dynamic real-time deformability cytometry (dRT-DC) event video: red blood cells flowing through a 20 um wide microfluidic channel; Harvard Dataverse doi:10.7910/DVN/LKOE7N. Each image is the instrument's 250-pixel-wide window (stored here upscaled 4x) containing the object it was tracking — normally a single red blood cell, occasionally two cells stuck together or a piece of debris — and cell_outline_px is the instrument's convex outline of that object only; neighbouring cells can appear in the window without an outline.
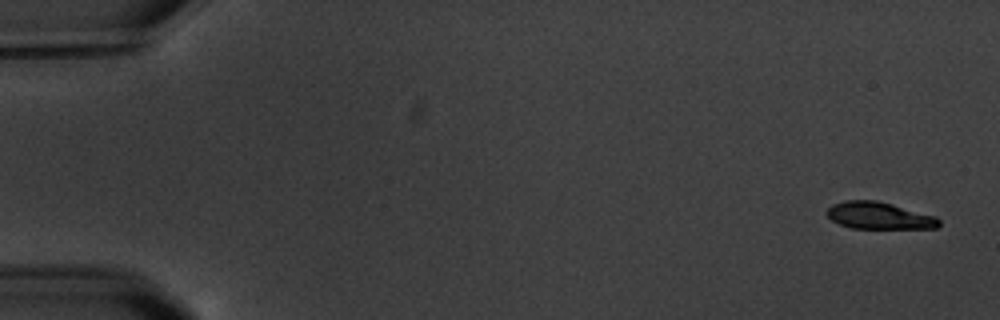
{"species": "common noctule bat (a hibernating species)", "species_latin": "Nyctalus noctula", "temperature_condition": "warm", "stored_images_in_passage": 9, "camera_frame_rate_fps": 3000, "um_per_image_px": 0.085, "animal": {"sex": "male", "body_mass_g": 20.1, "forearm_length_mm": 53.5}, "frame": {"image": 1, "passage_image": 1, "time_ms": 0.0, "image_size_px": [1000, 320], "cell_outline_px": [[940, 224], [936, 228], [852, 228], [840, 224], [832, 220], [824, 212], [832, 204], [848, 200], [876, 200], [892, 204], [936, 216], [940, 220]], "centroid_in_image_um": [74.71, 18.32], "position_along_channel_um": 10.3, "area_um2": 17.57}}
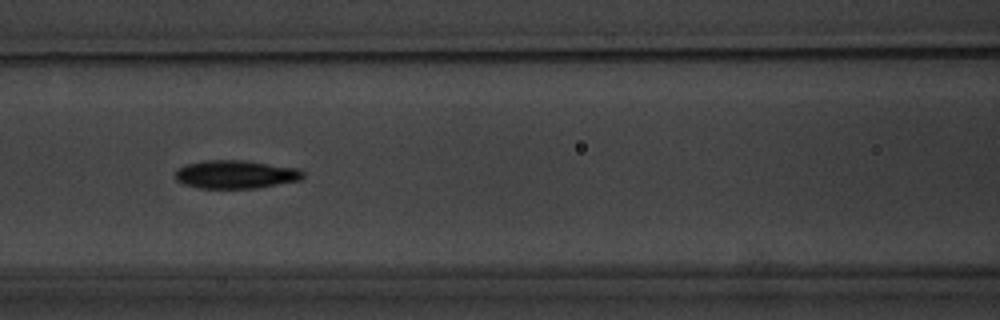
{"frame": {"image": 2, "passage_image": 8, "time_ms": 8.0, "image_size_px": [1000, 320], "cell_outline_px": [[304, 176], [300, 180], [256, 188], [196, 188], [184, 184], [176, 180], [176, 172], [180, 168], [188, 164], [204, 160], [244, 160], [300, 168], [304, 172]], "centroid_in_image_um": [20.07, 14.82], "position_along_channel_um": 146.5, "area_um2": 21.04}}
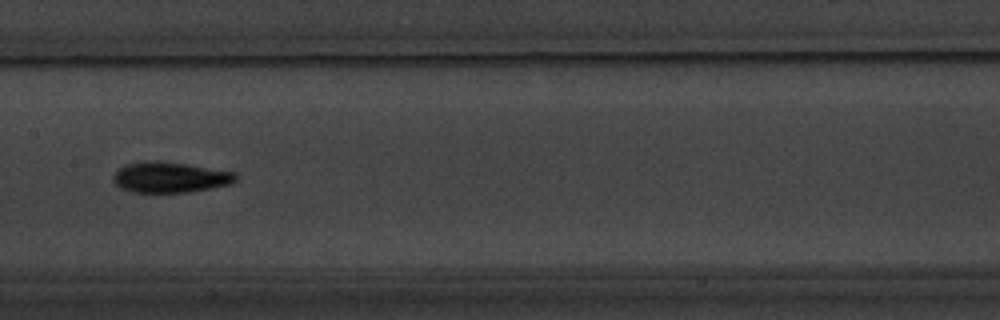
{"frame": {"image": 3, "passage_image": 9, "time_ms": 9.333, "image_size_px": [1000, 320], "cell_outline_px": [[236, 180], [232, 184], [188, 192], [132, 192], [120, 188], [112, 180], [112, 176], [116, 168], [124, 164], [144, 160], [160, 160], [188, 164], [236, 172]], "centroid_in_image_um": [14.4, 15.05], "position_along_channel_um": 193.0, "area_um2": 22.31}}